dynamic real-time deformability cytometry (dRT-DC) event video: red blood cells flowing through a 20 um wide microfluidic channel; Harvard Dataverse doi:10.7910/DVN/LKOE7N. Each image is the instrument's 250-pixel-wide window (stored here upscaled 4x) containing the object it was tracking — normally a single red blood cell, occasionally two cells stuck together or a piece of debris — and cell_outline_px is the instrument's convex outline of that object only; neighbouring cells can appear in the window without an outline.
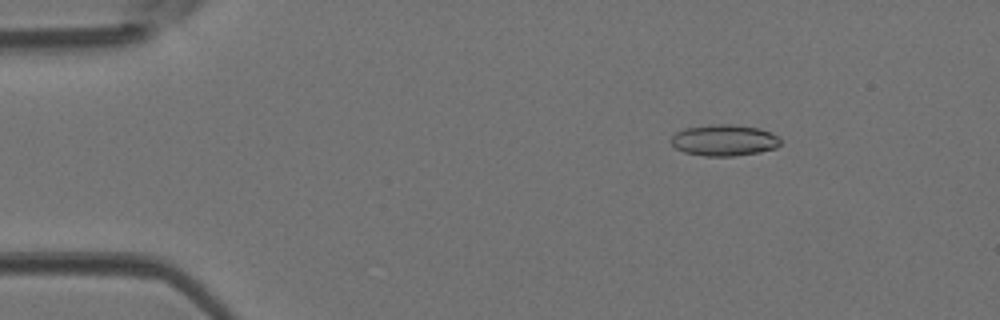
{"species": "Egyptian fruit bat (a non-hibernating species)", "species_latin": "Rousettus aegyptiacus", "temperature_condition": "room temperature", "stored_images_in_passage": 47, "camera_frame_rate_fps": 3000, "um_per_image_px": 0.085, "animal": {"sex": "female"}, "frame": {"image": 1, "passage_image": 7, "time_ms": 2.0, "image_size_px": [1000, 320], "cell_outline_px": [[780, 144], [776, 148], [760, 152], [736, 156], [704, 156], [684, 152], [676, 148], [668, 140], [676, 132], [684, 128], [712, 124], [732, 124], [760, 128], [780, 136]], "centroid_in_image_um": [61.55, 11.92], "position_along_channel_um": 23.4, "area_um2": 20.23}}
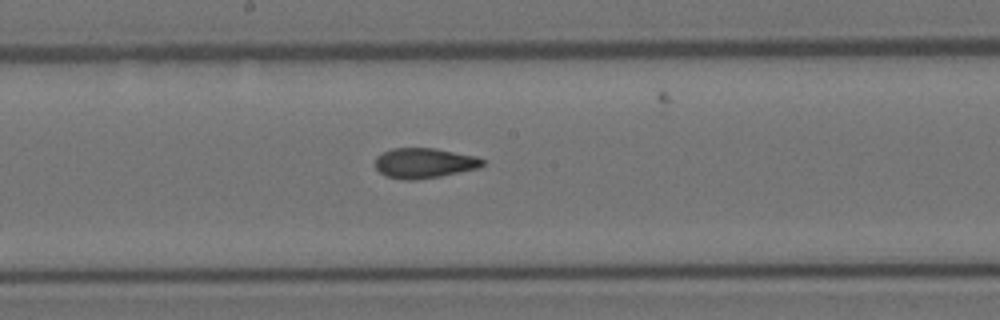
{"frame": {"image": 2, "passage_image": 25, "time_ms": 8.0, "image_size_px": [1000, 320], "cell_outline_px": [[484, 164], [480, 168], [440, 176], [416, 180], [404, 180], [388, 176], [380, 172], [376, 168], [376, 156], [380, 152], [392, 148], [436, 148], [476, 156], [484, 160]], "centroid_in_image_um": [36.06, 13.85], "position_along_channel_um": 212.1, "area_um2": 18.96}}
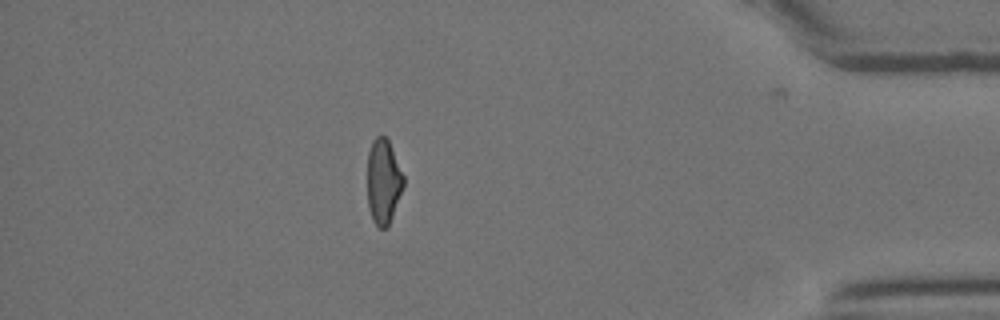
{"frame": {"image": 3, "passage_image": 41, "time_ms": 13.333, "image_size_px": [1000, 320], "cell_outline_px": [[404, 184], [388, 228], [380, 228], [372, 220], [368, 208], [368, 152], [372, 140], [380, 132], [388, 140], [404, 176]], "centroid_in_image_um": [32.58, 15.42], "position_along_channel_um": 402.6, "area_um2": 17.92}}